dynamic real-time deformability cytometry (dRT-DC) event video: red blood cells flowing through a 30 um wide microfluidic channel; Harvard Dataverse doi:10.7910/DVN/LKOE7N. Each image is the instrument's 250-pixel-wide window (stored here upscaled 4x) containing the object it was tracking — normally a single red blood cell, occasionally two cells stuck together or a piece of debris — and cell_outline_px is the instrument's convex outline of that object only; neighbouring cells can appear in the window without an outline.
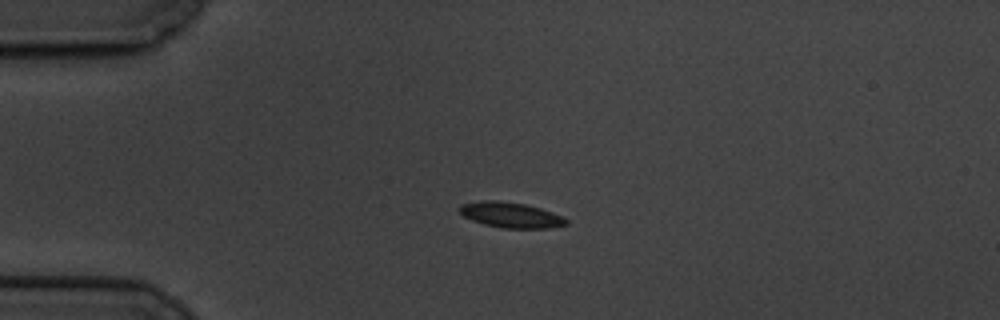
{"species": "common noctule bat (a hibernating species)", "species_latin": "Nyctalus noctula", "temperature_condition": "cold", "stored_images_in_passage": 47, "camera_frame_rate_fps": 3000, "um_per_image_px": 0.085, "animal": {"sex": "male", "body_mass_g": 19.5, "forearm_length_mm": 54.6}, "frame": {"image": 1, "passage_image": 1, "time_ms": 0.0, "image_size_px": [1000, 320], "cell_outline_px": [[568, 224], [548, 228], [500, 228], [484, 224], [472, 220], [464, 216], [460, 212], [460, 204], [480, 200], [500, 200], [524, 204], [540, 208], [564, 216], [568, 220]], "centroid_in_image_um": [43.42, 18.27], "position_along_channel_um": 41.6, "area_um2": 15.9}}
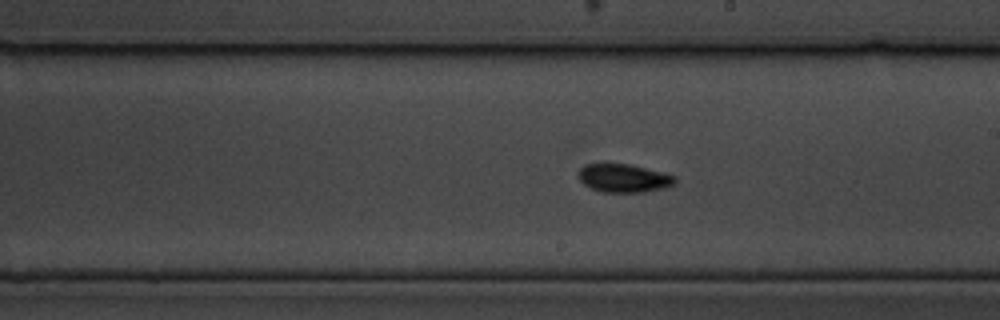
{"frame": {"image": 2, "passage_image": 21, "time_ms": 6.667, "image_size_px": [1000, 320], "cell_outline_px": [[676, 184], [664, 188], [644, 192], [600, 192], [588, 188], [576, 176], [576, 172], [584, 164], [628, 164], [676, 176]], "centroid_in_image_um": [52.96, 15.15], "position_along_channel_um": 236.0, "area_um2": 16.07}}
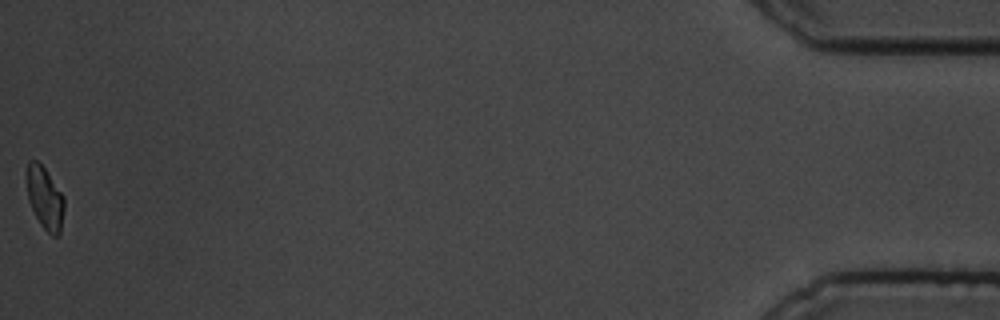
{"frame": {"image": 3, "passage_image": 47, "time_ms": 15.333, "image_size_px": [1000, 320], "cell_outline_px": [[64, 208], [60, 232], [56, 236], [52, 236], [40, 224], [28, 200], [28, 160], [36, 160], [44, 168], [64, 196]], "centroid_in_image_um": [3.84, 16.86], "position_along_channel_um": 431.4, "area_um2": 13.24}, "authors_computed_cell_mechanics": {"area_um2": 15.0858, "velocity_mm_per_s": 3.329, "shape_relaxation_time_tau1_ms": 3.6526, "shape_relaxation_time_tau2_ms": 5.767, "deformation_change_tau1": 0.0944, "deformation_change_tau2": 0.0798}}